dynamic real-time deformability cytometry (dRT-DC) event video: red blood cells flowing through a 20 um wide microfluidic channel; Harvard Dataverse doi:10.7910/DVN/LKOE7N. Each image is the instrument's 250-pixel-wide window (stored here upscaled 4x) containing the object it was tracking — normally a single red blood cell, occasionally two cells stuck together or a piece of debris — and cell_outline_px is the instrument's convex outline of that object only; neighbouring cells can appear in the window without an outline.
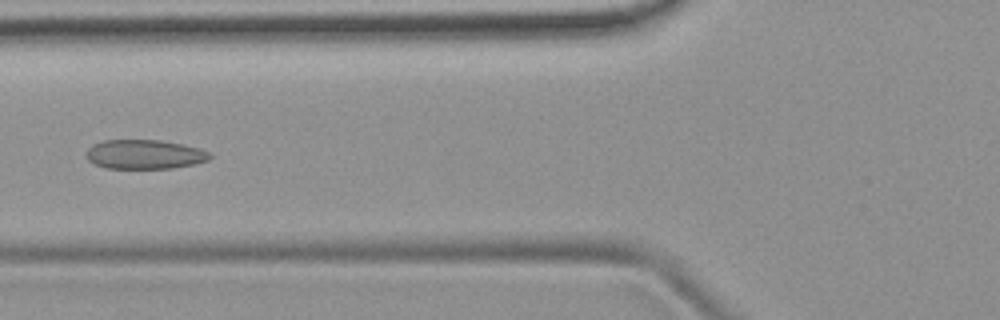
{"species": "common noctule bat (a hibernating species)", "species_latin": "Nyctalus noctula", "temperature_condition": "room temperature", "stored_images_in_passage": 51, "camera_frame_rate_fps": 3000, "um_per_image_px": 0.085, "animal": {"sex": "female", "body_mass_g": 19.9}, "frame": {"image": 1, "passage_image": 20, "time_ms": 6.333, "image_size_px": [1000, 320], "cell_outline_px": [[212, 156], [208, 160], [196, 164], [172, 168], [108, 168], [96, 164], [88, 160], [88, 148], [92, 144], [104, 140], [160, 140], [200, 148], [208, 152]], "centroid_in_image_um": [12.31, 13.12], "position_along_channel_um": 113.5, "area_um2": 20.92}}
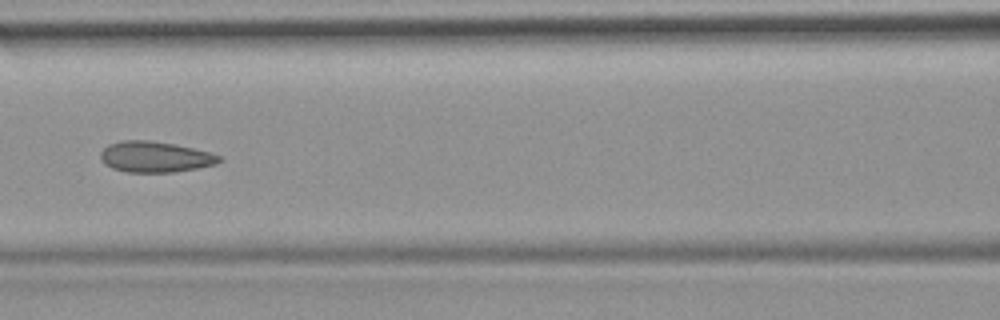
{"frame": {"image": 2, "passage_image": 23, "time_ms": 7.333, "image_size_px": [1000, 320], "cell_outline_px": [[224, 160], [216, 164], [196, 168], [172, 172], [128, 172], [112, 168], [104, 164], [100, 160], [100, 152], [108, 144], [124, 140], [152, 140], [192, 148], [208, 152], [220, 156]], "centroid_in_image_um": [13.15, 13.33], "position_along_channel_um": 153.5, "area_um2": 21.27}}
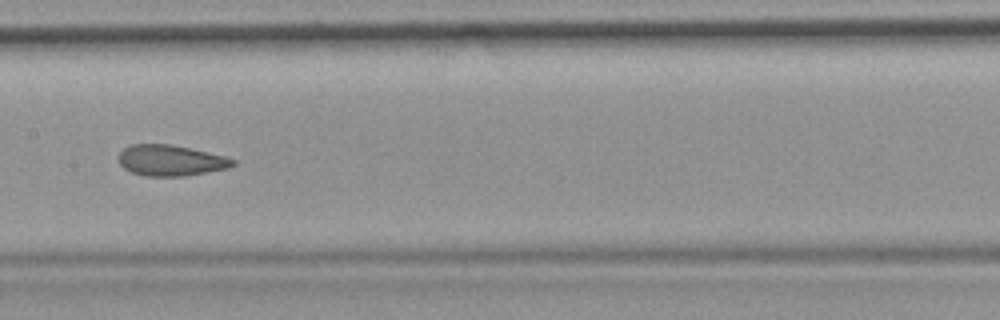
{"frame": {"image": 3, "passage_image": 26, "time_ms": 8.333, "image_size_px": [1000, 320], "cell_outline_px": [[236, 164], [228, 168], [184, 176], [144, 176], [132, 172], [124, 168], [120, 164], [120, 152], [124, 148], [132, 144], [172, 144], [224, 156], [236, 160]], "centroid_in_image_um": [14.51, 13.63], "position_along_channel_um": 192.9, "area_um2": 20.4}, "authors_computed_cell_mechanics": {"area_um2": 21.7328, "velocity_mm_per_s": 3.9629, "shape_relaxation_time_tau1_ms": null, "shape_relaxation_time_tau2_ms": 1.6785, "deformation_change_tau1": null, "deformation_change_tau2": 0.0932}}